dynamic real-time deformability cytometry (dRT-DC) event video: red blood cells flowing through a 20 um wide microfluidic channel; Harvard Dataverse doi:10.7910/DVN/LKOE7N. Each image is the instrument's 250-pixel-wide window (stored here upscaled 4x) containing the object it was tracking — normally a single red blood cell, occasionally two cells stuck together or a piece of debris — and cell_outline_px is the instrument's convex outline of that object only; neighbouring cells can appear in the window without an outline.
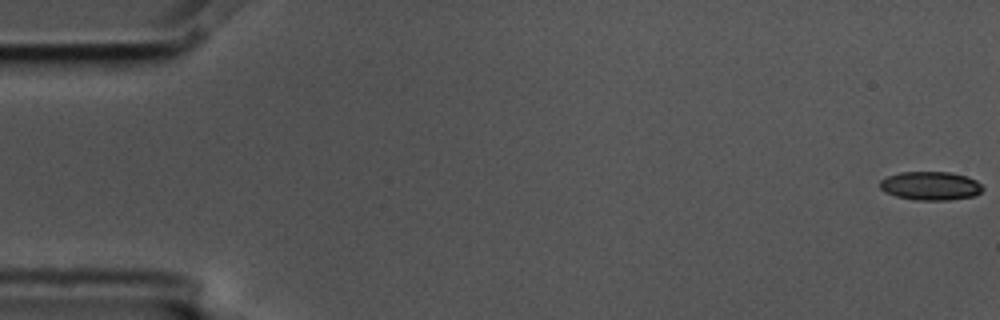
{"species": "common noctule bat (a hibernating species)", "species_latin": "Nyctalus noctula", "temperature_condition": "cold", "stored_images_in_passage": 57, "camera_frame_rate_fps": 3000, "um_per_image_px": 0.085, "animal": {"sex": "male", "body_mass_g": 17.5, "forearm_length_mm": 52.3}, "frame": {"image": 1, "passage_image": 1, "time_ms": 0.0, "image_size_px": [1000, 320], "cell_outline_px": [[984, 188], [976, 196], [948, 200], [916, 200], [896, 196], [884, 192], [880, 188], [880, 180], [888, 176], [900, 172], [948, 172], [968, 176], [976, 180]], "centroid_in_image_um": [79.1, 15.8], "position_along_channel_um": 5.9, "area_um2": 17.22}}
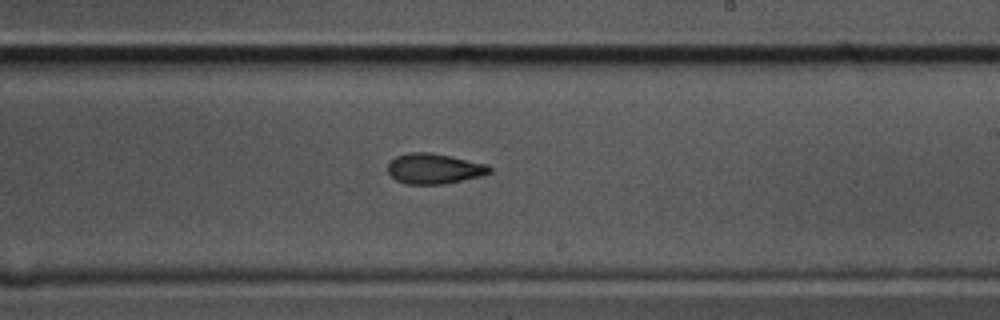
{"frame": {"image": 2, "passage_image": 34, "time_ms": 11.0, "image_size_px": [1000, 320], "cell_outline_px": [[492, 172], [480, 176], [444, 184], [408, 184], [396, 180], [388, 172], [388, 164], [396, 156], [408, 152], [428, 152], [488, 164], [492, 168]], "centroid_in_image_um": [36.91, 14.33], "position_along_channel_um": 252.1, "area_um2": 17.86}}
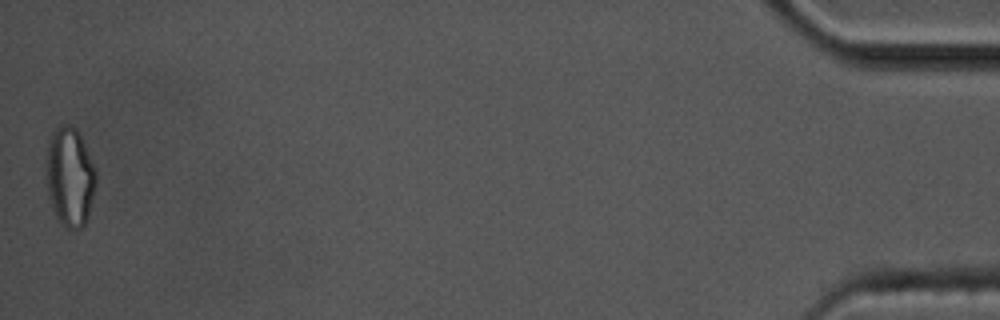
{"frame": {"image": 3, "passage_image": 57, "time_ms": 18.667, "image_size_px": [1000, 320], "cell_outline_px": [[96, 180], [88, 216], [84, 224], [80, 228], [68, 228], [56, 216], [52, 208], [48, 196], [48, 140], [56, 128], [64, 124], [72, 124], [76, 128], [84, 144], [96, 172]], "centroid_in_image_um": [5.95, 15.01], "position_along_channel_um": 429.3, "area_um2": 27.92}, "authors_computed_cell_mechanics": {"area_um2": 18.4382, "velocity_mm_per_s": 3.5607, "shape_relaxation_time_tau1_ms": 9.8002, "shape_relaxation_time_tau2_ms": 3.4133, "deformation_change_tau1": 0.1818, "deformation_change_tau2": 0.1039}}